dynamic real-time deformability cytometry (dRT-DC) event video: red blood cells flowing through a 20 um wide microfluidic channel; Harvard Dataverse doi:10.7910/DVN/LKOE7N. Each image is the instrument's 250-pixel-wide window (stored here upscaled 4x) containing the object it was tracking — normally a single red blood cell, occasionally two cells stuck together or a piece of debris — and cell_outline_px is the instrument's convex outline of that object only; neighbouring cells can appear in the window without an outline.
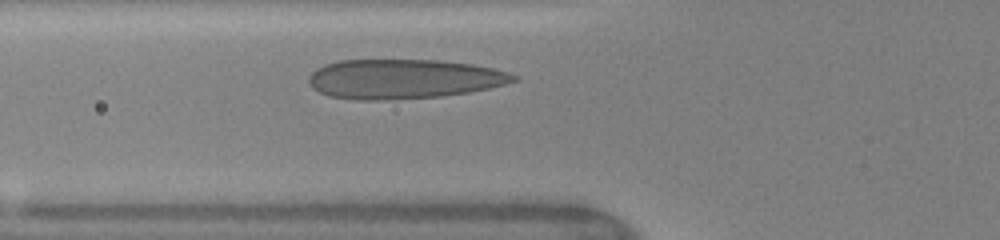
{"species": "human", "species_latin": "Homo sapiens", "temperature_condition": "warm", "stored_images_in_passage": 3, "camera_frame_rate_fps": 3000, "um_per_image_px": 0.085, "donor": {"sex": "female"}, "frame": {"image": 1, "passage_image": 3, "time_ms": 1.333, "image_size_px": [1000, 240], "cell_outline_px": [[520, 80], [488, 88], [468, 92], [440, 96], [392, 100], [356, 100], [328, 96], [312, 88], [308, 80], [308, 76], [316, 68], [324, 64], [340, 60], [444, 60], [472, 64], [492, 68], [508, 72], [520, 76]], "centroid_in_image_um": [34.3, 6.71], "position_along_channel_um": 91.5, "area_um2": 47.51}}